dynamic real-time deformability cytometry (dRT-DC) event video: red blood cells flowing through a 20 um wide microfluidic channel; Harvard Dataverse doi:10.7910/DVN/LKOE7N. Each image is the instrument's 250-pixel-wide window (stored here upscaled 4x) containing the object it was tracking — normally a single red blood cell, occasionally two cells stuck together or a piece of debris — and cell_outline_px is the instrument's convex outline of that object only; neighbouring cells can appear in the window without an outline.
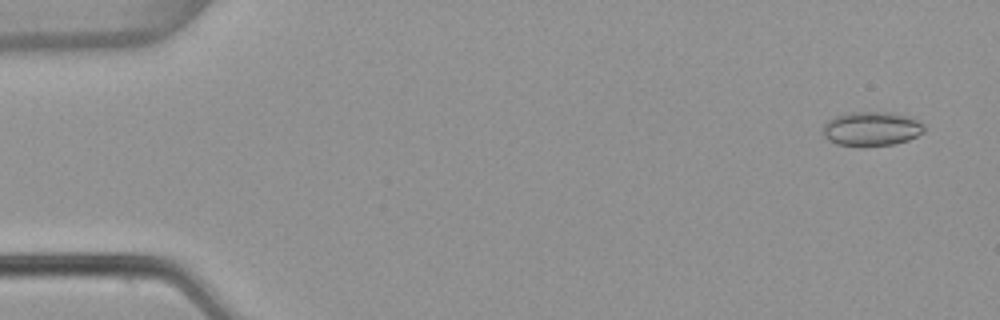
{"species": "common noctule bat (a hibernating species)", "species_latin": "Nyctalus noctula", "temperature_condition": "warm", "stored_images_in_passage": 54, "camera_frame_rate_fps": 3000, "um_per_image_px": 0.085, "animal": {"sex": "female", "body_mass_g": 22.7, "forearm_length_mm": 54.2}, "frame": {"image": 1, "passage_image": 3, "time_ms": 0.667, "image_size_px": [1000, 320], "cell_outline_px": [[924, 132], [908, 140], [892, 144], [864, 148], [860, 148], [836, 144], [828, 140], [824, 136], [824, 124], [832, 116], [848, 112], [892, 112], [908, 116], [924, 124]], "centroid_in_image_um": [74.05, 10.96], "position_along_channel_um": 11.0, "area_um2": 20.69}}
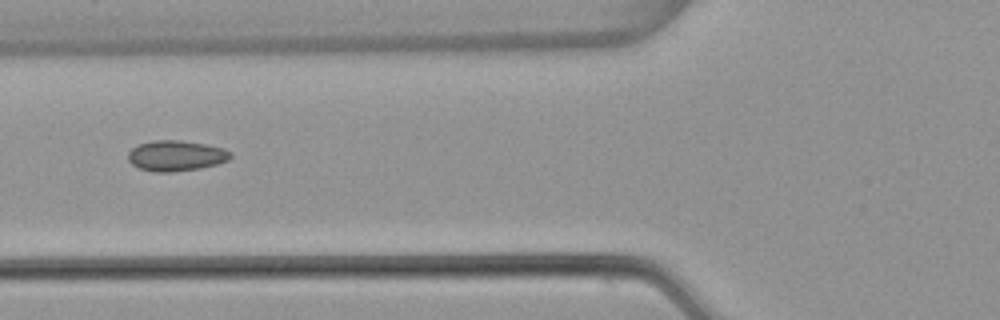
{"frame": {"image": 2, "passage_image": 21, "time_ms": 6.667, "image_size_px": [1000, 320], "cell_outline_px": [[232, 156], [228, 160], [216, 164], [200, 168], [172, 172], [152, 172], [140, 168], [132, 164], [128, 160], [128, 152], [132, 148], [140, 144], [156, 140], [180, 140], [208, 144], [224, 148], [232, 152]], "centroid_in_image_um": [14.98, 13.23], "position_along_channel_um": 110.8, "area_um2": 18.32}}
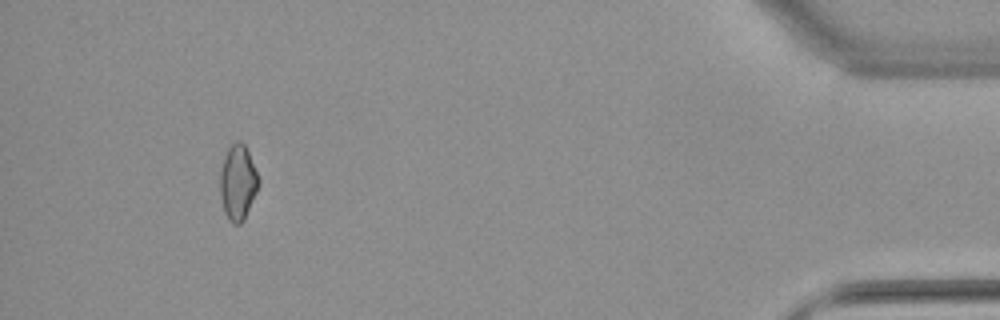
{"frame": {"image": 3, "passage_image": 50, "time_ms": 16.333, "image_size_px": [1000, 320], "cell_outline_px": [[260, 184], [244, 220], [240, 224], [232, 224], [228, 220], [224, 212], [220, 196], [220, 172], [224, 156], [228, 148], [236, 140], [240, 140], [244, 144], [248, 152], [260, 180]], "centroid_in_image_um": [20.21, 15.53], "position_along_channel_um": 415.0, "area_um2": 16.99}, "authors_computed_cell_mechanics": {"area_um2": 17.4845, "velocity_mm_per_s": 3.8448, "shape_relaxation_time_tau1_ms": null, "shape_relaxation_time_tau2_ms": 1.7912, "deformation_change_tau1": null, "deformation_change_tau2": 0.0643}}